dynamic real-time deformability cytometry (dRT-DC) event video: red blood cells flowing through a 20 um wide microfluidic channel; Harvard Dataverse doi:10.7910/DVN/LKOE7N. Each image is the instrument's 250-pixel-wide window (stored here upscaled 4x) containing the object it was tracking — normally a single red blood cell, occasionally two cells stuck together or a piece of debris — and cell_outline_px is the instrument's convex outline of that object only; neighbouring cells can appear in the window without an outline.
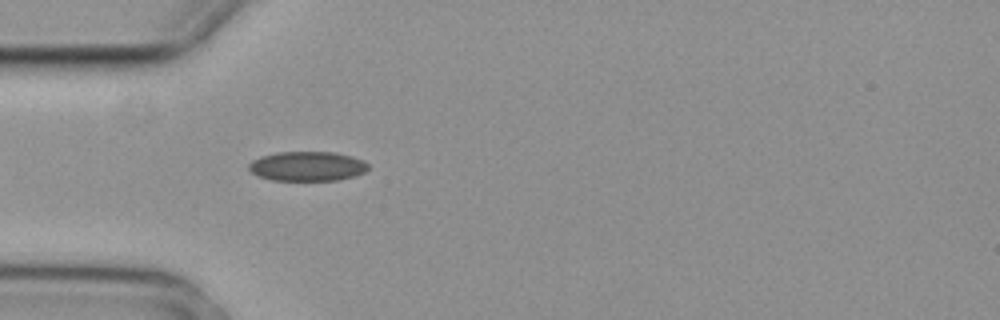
{"species": "common noctule bat (a hibernating species)", "species_latin": "Nyctalus noctula", "temperature_condition": "cold", "stored_images_in_passage": 1, "camera_frame_rate_fps": 3000, "um_per_image_px": 0.085, "animal": {"sex": "female", "body_mass_g": 29.2, "forearm_length_mm": 56.3}, "frame": {"image": 1, "passage_image": 1, "time_ms": 0.0, "image_size_px": [1000, 320], "cell_outline_px": [[368, 168], [364, 172], [352, 176], [336, 180], [272, 180], [256, 176], [248, 168], [248, 164], [252, 160], [260, 156], [276, 152], [336, 152], [352, 156], [364, 160], [368, 164]], "centroid_in_image_um": [26.09, 14.12], "position_along_channel_um": 58.9, "area_um2": 20.63}}